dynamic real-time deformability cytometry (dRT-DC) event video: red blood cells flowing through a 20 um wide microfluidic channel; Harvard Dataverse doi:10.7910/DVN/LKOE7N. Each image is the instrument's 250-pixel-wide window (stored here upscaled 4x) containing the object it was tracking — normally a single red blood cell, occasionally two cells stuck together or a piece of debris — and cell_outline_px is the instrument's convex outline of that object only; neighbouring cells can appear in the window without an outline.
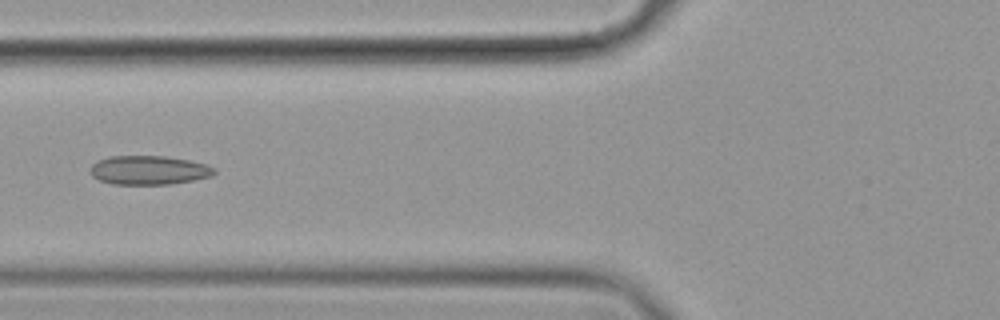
{"species": "common noctule bat (a hibernating species)", "species_latin": "Nyctalus noctula", "temperature_condition": "cold", "stored_images_in_passage": 7, "camera_frame_rate_fps": 3000, "um_per_image_px": 0.085, "animal": {"sex": "female", "body_mass_g": 19.9}, "frame": {"image": 1, "passage_image": 7, "time_ms": 2.0, "image_size_px": [1000, 320], "cell_outline_px": [[216, 172], [212, 176], [192, 180], [168, 184], [112, 184], [100, 180], [92, 176], [92, 164], [96, 160], [112, 156], [164, 156], [188, 160], [204, 164], [216, 168]], "centroid_in_image_um": [12.65, 14.46], "position_along_channel_um": 113.1, "area_um2": 20.75}}